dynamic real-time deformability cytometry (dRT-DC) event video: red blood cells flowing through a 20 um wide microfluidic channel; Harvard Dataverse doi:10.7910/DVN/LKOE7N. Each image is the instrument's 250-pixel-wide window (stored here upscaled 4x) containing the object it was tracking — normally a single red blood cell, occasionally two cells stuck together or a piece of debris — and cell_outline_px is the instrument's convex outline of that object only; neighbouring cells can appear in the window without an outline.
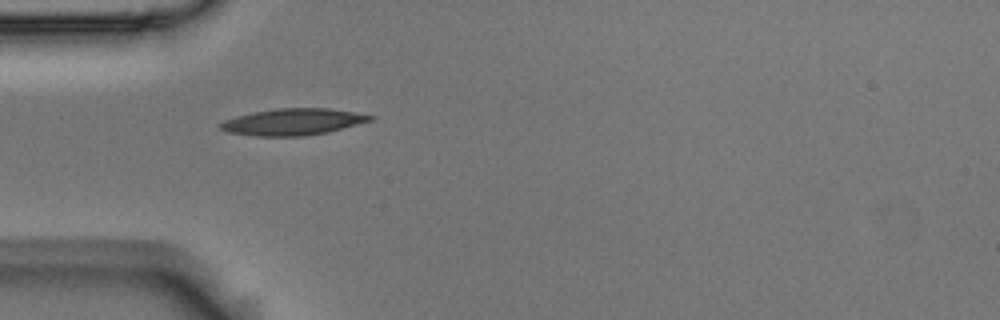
{"species": "Egyptian fruit bat (a non-hibernating species)", "species_latin": "Rousettus aegyptiacus", "temperature_condition": "room temperature", "stored_images_in_passage": 5, "camera_frame_rate_fps": 3000, "um_per_image_px": 0.085, "animal": {"sex": "male"}, "frame": {"image": 1, "passage_image": 1, "time_ms": 0.0, "image_size_px": [1000, 320], "cell_outline_px": [[376, 116], [372, 120], [328, 132], [304, 136], [256, 136], [228, 132], [220, 128], [220, 124], [224, 120], [236, 116], [276, 108], [328, 108]], "centroid_in_image_um": [24.9, 10.36], "position_along_channel_um": 60.1, "area_um2": 22.95}}
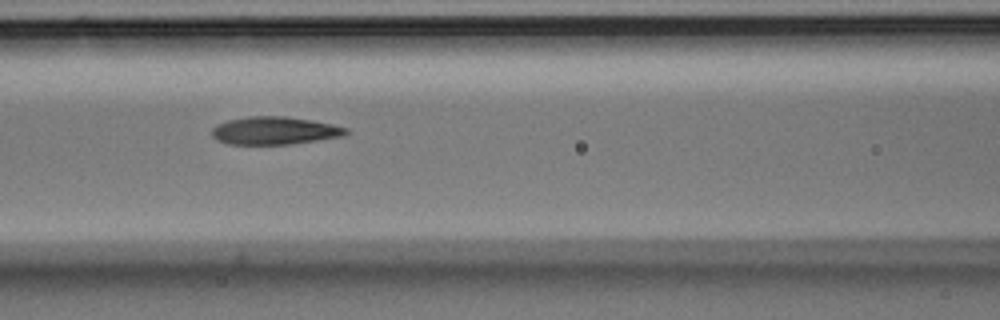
{"frame": {"image": 2, "passage_image": 3, "time_ms": 0.667, "image_size_px": [1000, 320], "cell_outline_px": [[348, 132], [344, 136], [288, 144], [228, 144], [216, 140], [212, 136], [212, 128], [228, 120], [248, 116], [284, 116], [312, 120], [332, 124], [348, 128]], "centroid_in_image_um": [23.34, 11.1], "position_along_channel_um": 143.3, "area_um2": 21.62}}
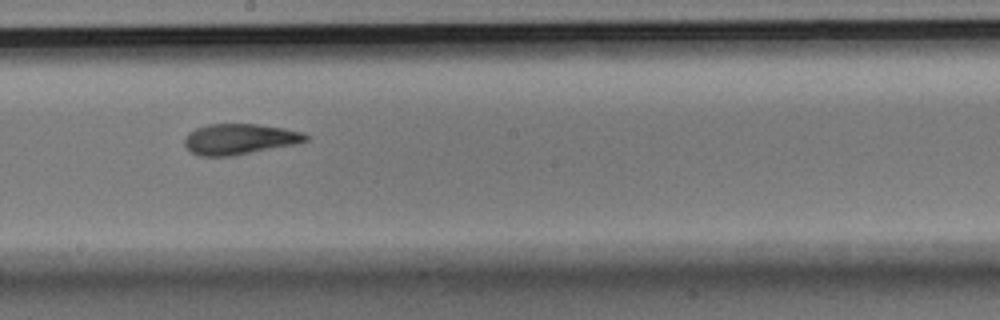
{"frame": {"image": 3, "passage_image": 5, "time_ms": 1.333, "image_size_px": [1000, 320], "cell_outline_px": [[308, 140], [296, 144], [232, 156], [200, 156], [192, 152], [184, 144], [184, 136], [188, 132], [196, 128], [208, 124], [256, 124], [284, 128], [304, 132], [308, 136]], "centroid_in_image_um": [20.35, 11.82], "position_along_channel_um": 227.8, "area_um2": 21.73}}